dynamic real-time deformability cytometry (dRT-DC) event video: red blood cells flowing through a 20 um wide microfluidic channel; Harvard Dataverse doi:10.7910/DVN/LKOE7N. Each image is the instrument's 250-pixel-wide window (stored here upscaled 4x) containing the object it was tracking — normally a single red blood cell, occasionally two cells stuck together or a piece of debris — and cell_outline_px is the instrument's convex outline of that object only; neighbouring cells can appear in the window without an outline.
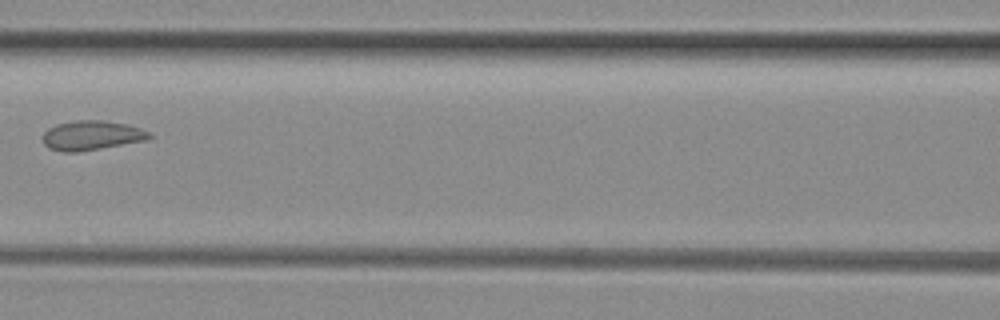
{"species": "common noctule bat (a hibernating species)", "species_latin": "Nyctalus noctula", "temperature_condition": "room temperature", "stored_images_in_passage": 7, "camera_frame_rate_fps": 3000, "um_per_image_px": 0.085, "animal": {"sex": "female", "body_mass_g": 29.2, "forearm_length_mm": 56.3}, "frame": {"image": 1, "passage_image": 6, "time_ms": 1.667, "image_size_px": [1000, 320], "cell_outline_px": [[152, 136], [144, 140], [100, 148], [76, 152], [64, 152], [48, 148], [44, 144], [44, 132], [48, 128], [56, 124], [76, 120], [104, 120], [124, 124], [140, 128], [148, 132]], "centroid_in_image_um": [7.74, 11.5], "position_along_channel_um": 158.9, "area_um2": 17.98}}
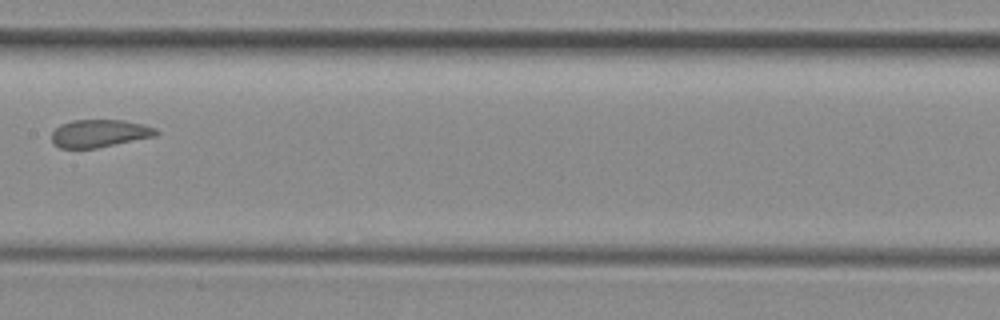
{"frame": {"image": 2, "passage_image": 7, "time_ms": 2.0, "image_size_px": [1000, 320], "cell_outline_px": [[160, 132], [156, 136], [96, 148], [60, 148], [52, 140], [52, 132], [60, 124], [72, 120], [124, 120], [144, 124], [156, 128]], "centroid_in_image_um": [8.49, 11.33], "position_along_channel_um": 198.9, "area_um2": 16.88}}